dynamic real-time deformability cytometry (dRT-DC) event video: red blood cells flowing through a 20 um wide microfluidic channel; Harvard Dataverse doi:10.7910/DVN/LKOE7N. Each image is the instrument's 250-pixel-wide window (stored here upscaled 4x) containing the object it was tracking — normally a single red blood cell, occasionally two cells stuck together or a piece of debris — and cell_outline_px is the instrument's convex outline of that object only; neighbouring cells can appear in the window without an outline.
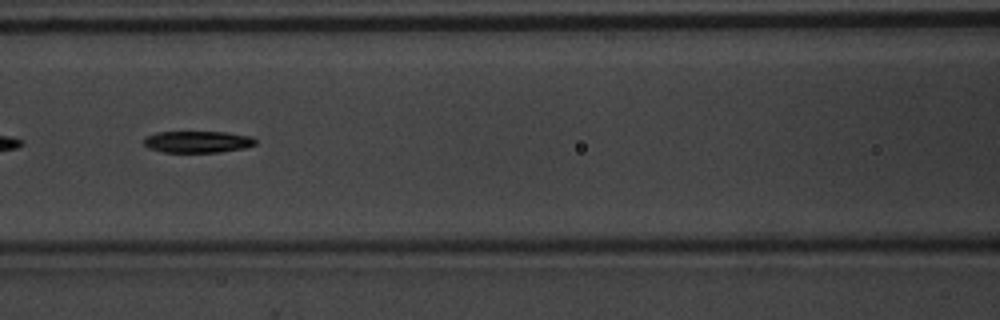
{"species": "common noctule bat (a hibernating species)", "species_latin": "Nyctalus noctula", "temperature_condition": "warm", "stored_images_in_passage": 22, "camera_frame_rate_fps": 3000, "um_per_image_px": 0.085, "animal": {"sex": "male", "body_mass_g": 20.1, "forearm_length_mm": 53.5}, "frame": {"image": 1, "passage_image": 10, "time_ms": 3.0, "image_size_px": [1000, 320], "cell_outline_px": [[256, 144], [244, 148], [220, 152], [164, 152], [148, 148], [144, 144], [144, 136], [156, 132], [224, 132], [252, 136], [256, 140]], "centroid_in_image_um": [16.78, 12.05], "position_along_channel_um": 149.8, "area_um2": 14.16}}
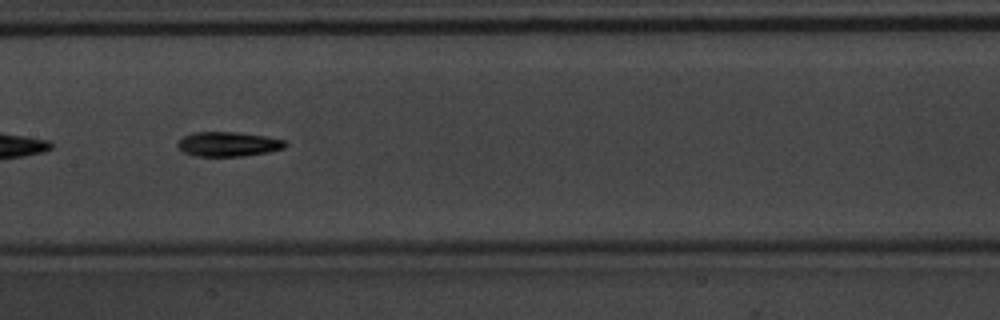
{"frame": {"image": 2, "passage_image": 13, "time_ms": 4.0, "image_size_px": [1000, 320], "cell_outline_px": [[288, 144], [284, 148], [268, 152], [244, 156], [196, 156], [184, 152], [176, 144], [184, 136], [192, 132], [236, 132], [264, 136], [284, 140]], "centroid_in_image_um": [19.4, 12.25], "position_along_channel_um": 188.0, "area_um2": 15.32}}